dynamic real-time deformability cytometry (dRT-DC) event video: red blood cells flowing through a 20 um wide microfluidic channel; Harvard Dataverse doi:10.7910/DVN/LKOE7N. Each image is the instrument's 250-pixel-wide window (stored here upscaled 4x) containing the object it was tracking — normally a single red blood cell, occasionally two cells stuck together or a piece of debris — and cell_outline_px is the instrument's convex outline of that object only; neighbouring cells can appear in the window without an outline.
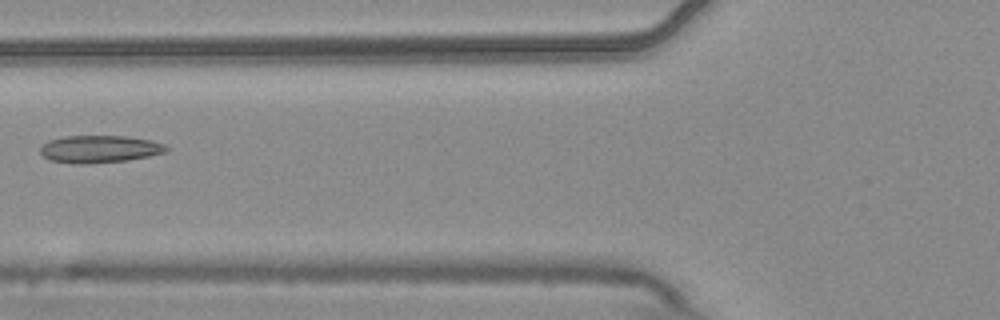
{"species": "common noctule bat (a hibernating species)", "species_latin": "Nyctalus noctula", "temperature_condition": "warm", "stored_images_in_passage": 7, "camera_frame_rate_fps": 3000, "um_per_image_px": 0.085, "animal": {"sex": "male", "body_mass_g": 20.4}, "frame": {"image": 1, "passage_image": 6, "time_ms": 1.667, "image_size_px": [1000, 320], "cell_outline_px": [[168, 148], [164, 152], [148, 156], [128, 160], [88, 164], [76, 164], [52, 160], [44, 156], [40, 152], [40, 148], [48, 140], [64, 136], [124, 136], [152, 140], [164, 144]], "centroid_in_image_um": [8.45, 12.67], "position_along_channel_um": 117.4, "area_um2": 20.0}}
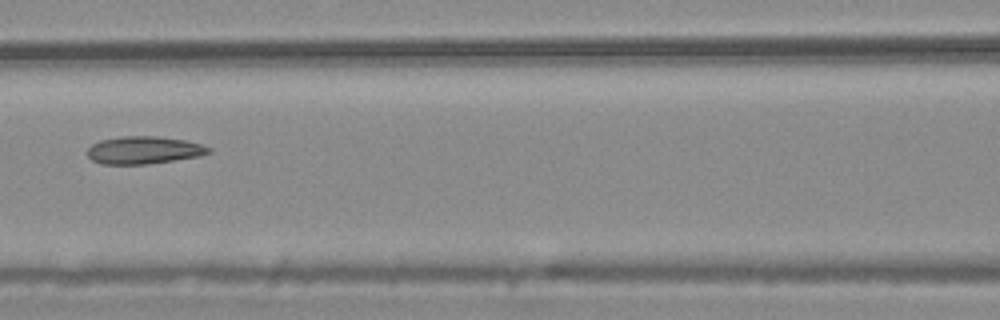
{"frame": {"image": 2, "passage_image": 7, "time_ms": 2.0, "image_size_px": [1000, 320], "cell_outline_px": [[212, 152], [200, 156], [148, 164], [104, 164], [92, 160], [88, 156], [88, 148], [92, 144], [100, 140], [120, 136], [156, 136], [184, 140], [200, 144], [212, 148]], "centroid_in_image_um": [12.23, 12.76], "position_along_channel_um": 154.4, "area_um2": 19.48}}